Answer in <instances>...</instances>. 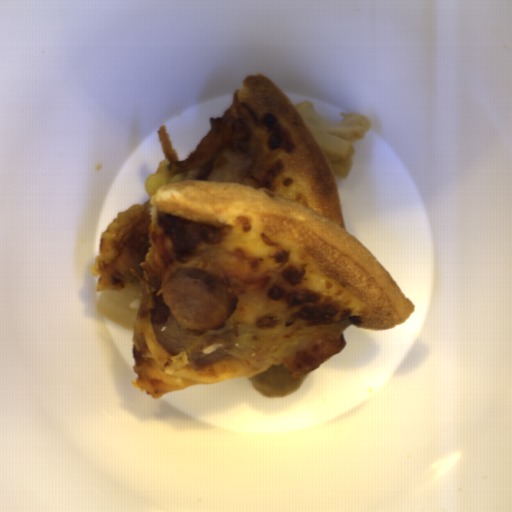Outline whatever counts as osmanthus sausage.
<instances>
[{"label":"osmanthus sausage","mask_w":512,"mask_h":512,"mask_svg":"<svg viewBox=\"0 0 512 512\" xmlns=\"http://www.w3.org/2000/svg\"><path fill=\"white\" fill-rule=\"evenodd\" d=\"M295 107L331 167L334 177L347 179L356 150L353 140L360 139L370 131L367 116L348 112L340 122L328 124L313 107L312 101L303 100Z\"/></svg>","instance_id":"d35146e8"}]
</instances>
